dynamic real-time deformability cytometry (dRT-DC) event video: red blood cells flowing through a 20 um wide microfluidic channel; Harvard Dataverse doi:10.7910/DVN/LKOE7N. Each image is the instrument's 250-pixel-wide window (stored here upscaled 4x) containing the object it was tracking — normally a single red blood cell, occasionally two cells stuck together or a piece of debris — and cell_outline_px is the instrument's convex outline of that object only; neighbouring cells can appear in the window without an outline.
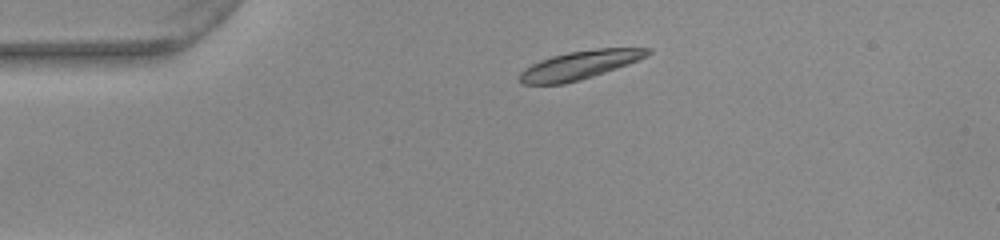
{"species": "common noctule bat (a hibernating species)", "species_latin": "Nyctalus noctula", "temperature_condition": "warm", "stored_images_in_passage": 42, "camera_frame_rate_fps": 3000, "um_per_image_px": 0.085, "animal": {"sex": "female", "body_mass_g": 22.0, "forearm_length_mm": 56.7}, "frame": {"image": 1, "passage_image": 1, "time_ms": 0.0, "image_size_px": [1000, 240], "cell_outline_px": [[652, 52], [648, 56], [628, 64], [580, 80], [564, 84], [520, 84], [520, 72], [524, 68], [540, 60], [552, 56], [568, 52], [596, 48], [652, 48]], "centroid_in_image_um": [49.27, 5.52], "position_along_channel_um": 35.7, "area_um2": 21.15}}
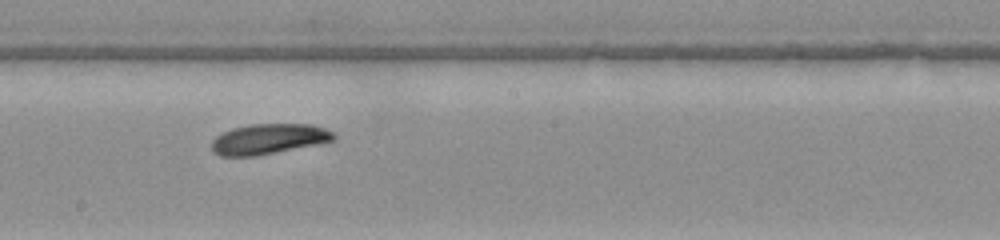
{"frame": {"image": 2, "passage_image": 19, "time_ms": 6.0, "image_size_px": [1000, 240], "cell_outline_px": [[336, 136], [332, 140], [316, 144], [256, 156], [220, 156], [212, 152], [212, 140], [216, 136], [232, 128], [252, 124], [312, 124], [336, 132]], "centroid_in_image_um": [22.82, 11.81], "position_along_channel_um": 225.4, "area_um2": 21.5}}
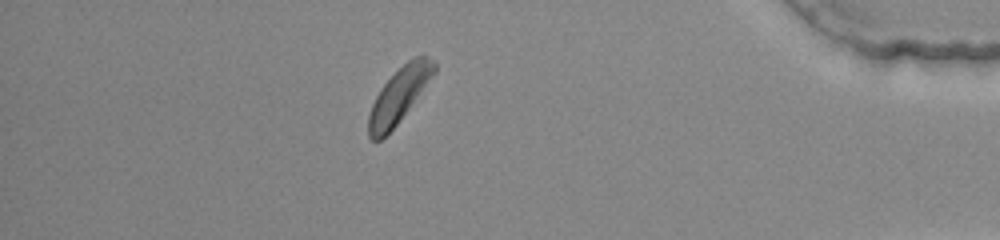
{"frame": {"image": 3, "passage_image": 36, "time_ms": 11.667, "image_size_px": [1000, 240], "cell_outline_px": [[436, 72], [396, 124], [380, 140], [372, 140], [368, 136], [368, 116], [372, 104], [380, 88], [412, 56], [424, 56], [432, 60], [436, 64]], "centroid_in_image_um": [33.9, 8.09], "position_along_channel_um": 401.3, "area_um2": 20.29}, "authors_computed_cell_mechanics": {"area_um2": 21.386, "velocity_mm_per_s": 3.8424, "shape_relaxation_time_tau1_ms": 1.814, "shape_relaxation_time_tau2_ms": null, "deformation_change_tau1": 0.1104, "deformation_change_tau2": null}}